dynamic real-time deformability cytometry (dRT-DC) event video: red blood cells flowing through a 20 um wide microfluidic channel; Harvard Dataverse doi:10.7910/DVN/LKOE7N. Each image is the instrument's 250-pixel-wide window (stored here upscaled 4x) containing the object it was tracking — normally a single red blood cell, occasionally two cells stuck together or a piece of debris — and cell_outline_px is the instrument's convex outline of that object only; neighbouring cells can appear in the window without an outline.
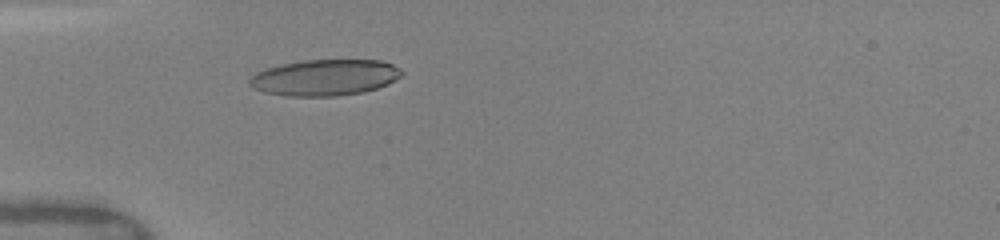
{"species": "human", "species_latin": "Homo sapiens", "temperature_condition": "warm", "stored_images_in_passage": 28, "camera_frame_rate_fps": 3000, "um_per_image_px": 0.085, "donor": {"sex": "female"}, "frame": {"image": 1, "passage_image": 5, "time_ms": 2.0, "image_size_px": [1000, 240], "cell_outline_px": [[404, 72], [396, 80], [388, 84], [376, 88], [360, 92], [336, 96], [288, 96], [264, 92], [252, 88], [248, 84], [248, 80], [256, 72], [264, 68], [304, 60], [380, 60], [392, 64], [400, 68]], "centroid_in_image_um": [27.59, 6.59], "position_along_channel_um": 57.4, "area_um2": 32.08}}
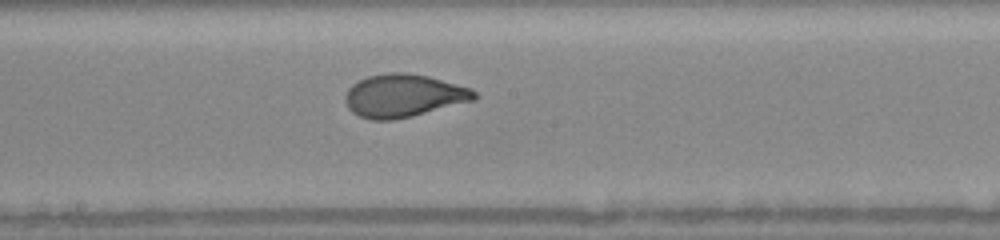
{"frame": {"image": 2, "passage_image": 13, "time_ms": 6.0, "image_size_px": [1000, 240], "cell_outline_px": [[480, 96], [476, 100], [412, 116], [392, 120], [372, 120], [360, 116], [352, 112], [348, 108], [344, 96], [348, 88], [352, 84], [368, 76], [388, 72], [404, 72], [428, 76], [472, 88]], "centroid_in_image_um": [34.33, 8.13], "position_along_channel_um": 213.9, "area_um2": 32.48}}
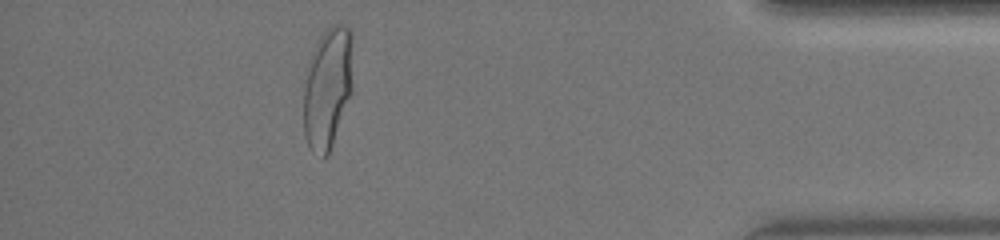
{"frame": {"image": 3, "passage_image": 25, "time_ms": 11.667, "image_size_px": [1000, 240], "cell_outline_px": [[352, 92], [328, 156], [324, 160], [312, 152], [308, 144], [304, 132], [304, 88], [308, 60], [320, 36], [332, 24], [344, 24], [352, 32]], "centroid_in_image_um": [27.85, 7.48], "position_along_channel_um": 407.3, "area_um2": 35.26}, "authors_computed_cell_mechanics": {"area_um2": 32.1079, "velocity_mm_per_s": 4.1082, "shape_relaxation_time_tau1_ms": 3.6617, "shape_relaxation_time_tau2_ms": null, "deformation_change_tau1": 0.18, "deformation_change_tau2": null}}